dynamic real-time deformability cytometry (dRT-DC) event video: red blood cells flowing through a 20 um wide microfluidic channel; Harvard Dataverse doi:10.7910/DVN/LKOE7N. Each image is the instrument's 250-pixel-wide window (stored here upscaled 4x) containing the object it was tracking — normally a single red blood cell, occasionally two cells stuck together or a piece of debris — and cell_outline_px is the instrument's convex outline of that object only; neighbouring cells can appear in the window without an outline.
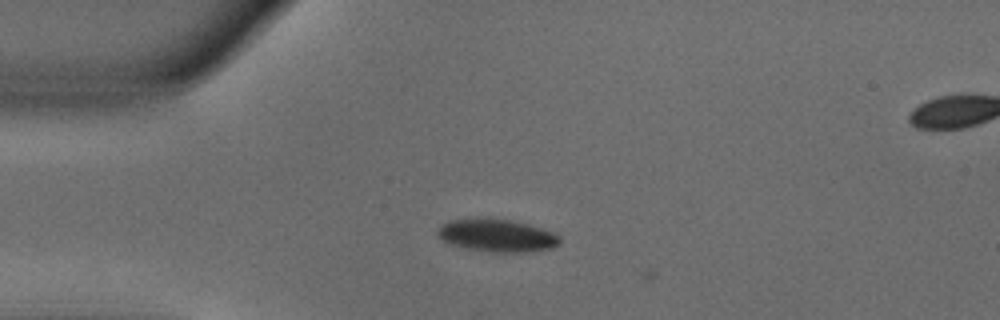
{"species": "common noctule bat (a hibernating species)", "species_latin": "Nyctalus noctula", "temperature_condition": "warm", "stored_images_in_passage": 5, "camera_frame_rate_fps": 3000, "um_per_image_px": 0.085, "animal": {"sex": "male", "body_mass_g": 18.8}, "frame": {"image": 1, "passage_image": 4, "time_ms": 1.0, "image_size_px": [1000, 320], "cell_outline_px": [[560, 244], [552, 248], [524, 252], [496, 252], [468, 248], [448, 244], [436, 232], [436, 228], [448, 220], [512, 220], [528, 224], [556, 232], [560, 236]], "centroid_in_image_um": [42.29, 20.03], "position_along_channel_um": 42.7, "area_um2": 22.83}}